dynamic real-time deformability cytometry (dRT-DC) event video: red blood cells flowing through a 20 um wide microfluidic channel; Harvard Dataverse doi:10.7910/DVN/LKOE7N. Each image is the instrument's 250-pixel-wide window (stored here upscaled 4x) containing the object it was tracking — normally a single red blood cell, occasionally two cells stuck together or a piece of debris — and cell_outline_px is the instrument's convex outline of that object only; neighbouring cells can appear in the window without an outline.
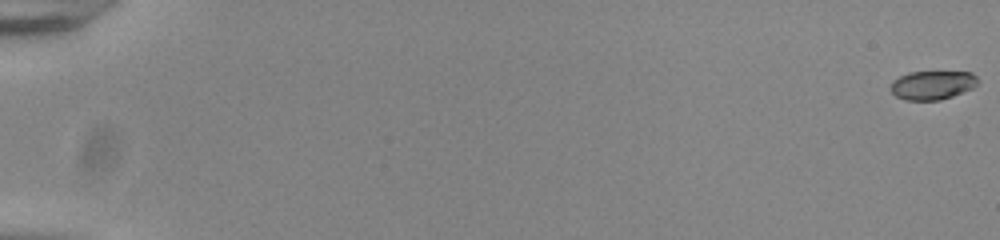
{"species": "common noctule bat (a hibernating species)", "species_latin": "Nyctalus noctula", "temperature_condition": "room temperature", "stored_images_in_passage": 56, "camera_frame_rate_fps": 3000, "um_per_image_px": 0.085, "animal": {"sex": "male", "body_mass_g": 20.0, "forearm_length_mm": 53.3}, "frame": {"image": 1, "passage_image": 1, "time_ms": 0.0, "image_size_px": [1000, 240], "cell_outline_px": [[980, 80], [972, 88], [952, 96], [940, 100], [904, 100], [896, 96], [888, 88], [892, 80], [908, 72], [972, 72]], "centroid_in_image_um": [79.22, 7.23], "position_along_channel_um": 5.8, "area_um2": 14.74}}
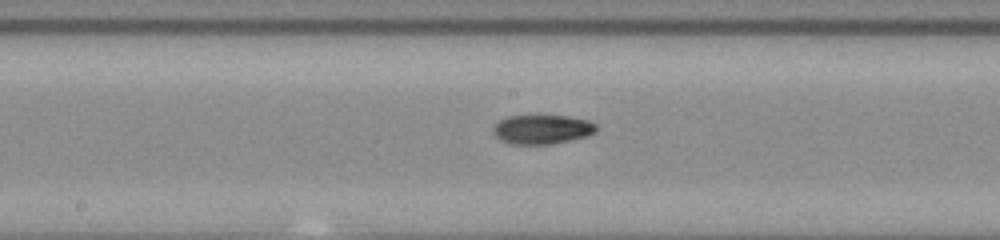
{"frame": {"image": 2, "passage_image": 32, "time_ms": 10.333, "image_size_px": [1000, 240], "cell_outline_px": [[596, 132], [584, 136], [568, 140], [548, 144], [512, 144], [500, 140], [492, 132], [492, 128], [500, 120], [508, 116], [532, 112], [540, 112], [568, 116], [588, 120], [596, 124]], "centroid_in_image_um": [46.03, 10.92], "position_along_channel_um": 202.2, "area_um2": 18.32}}
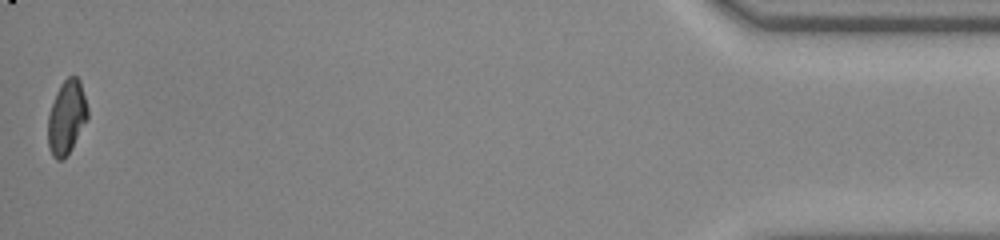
{"frame": {"image": 3, "passage_image": 56, "time_ms": 18.333, "image_size_px": [1000, 240], "cell_outline_px": [[88, 120], [72, 148], [64, 160], [56, 160], [52, 156], [48, 148], [48, 116], [56, 92], [60, 84], [68, 76], [76, 76], [80, 80], [88, 108]], "centroid_in_image_um": [5.67, 9.99], "position_along_channel_um": 429.5, "area_um2": 17.34}, "authors_computed_cell_mechanics": {"area_um2": 17.1666, "velocity_mm_per_s": 3.8625, "shape_relaxation_time_tau1_ms": 7.6794, "shape_relaxation_time_tau2_ms": 4.385, "deformation_change_tau1": 0.1881, "deformation_change_tau2": 0.0858}}